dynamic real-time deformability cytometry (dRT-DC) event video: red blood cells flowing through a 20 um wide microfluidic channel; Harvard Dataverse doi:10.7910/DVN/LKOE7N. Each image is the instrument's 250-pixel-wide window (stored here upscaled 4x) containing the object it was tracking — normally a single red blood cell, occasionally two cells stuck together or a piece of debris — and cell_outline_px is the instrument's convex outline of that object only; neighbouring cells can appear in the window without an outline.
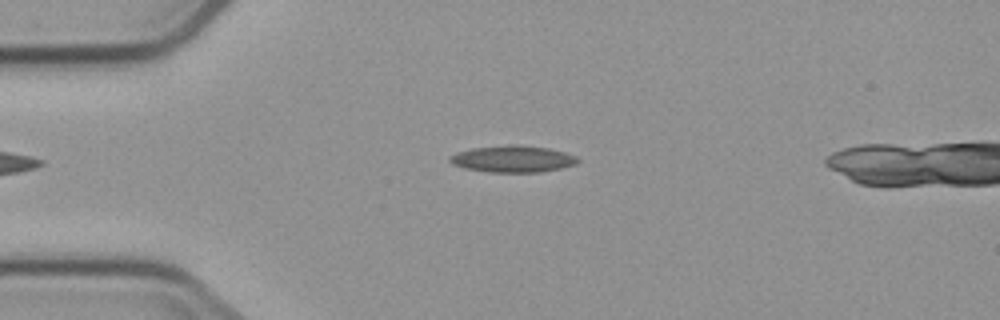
{"species": "common noctule bat (a hibernating species)", "species_latin": "Nyctalus noctula", "temperature_condition": "cold", "stored_images_in_passage": 6, "camera_frame_rate_fps": 3000, "um_per_image_px": 0.085, "animal": {"sex": "male", "body_mass_g": 23.1, "forearm_length_mm": 52.7}, "frame": {"image": 1, "passage_image": 3, "time_ms": 2.0, "image_size_px": [1000, 320], "cell_outline_px": [[580, 160], [576, 164], [560, 168], [540, 172], [488, 172], [464, 168], [452, 164], [448, 160], [448, 156], [456, 152], [472, 148], [512, 144], [516, 144], [548, 148], [564, 152], [576, 156]], "centroid_in_image_um": [43.55, 13.5], "position_along_channel_um": 41.4, "area_um2": 20.0}}
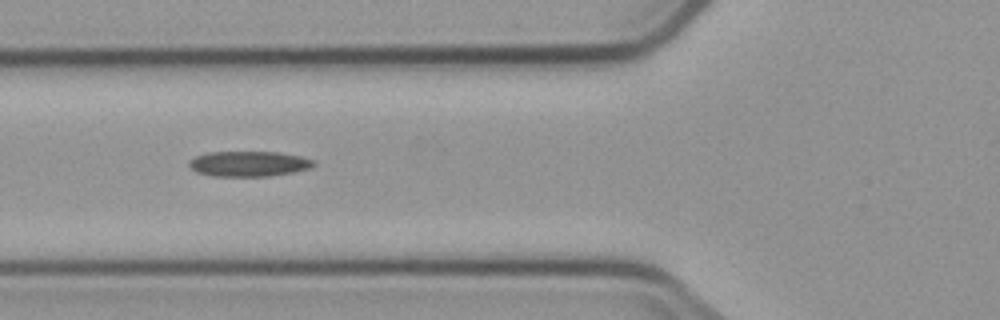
{"frame": {"image": 2, "passage_image": 5, "time_ms": 4.333, "image_size_px": [1000, 320], "cell_outline_px": [[316, 164], [308, 168], [292, 172], [272, 176], [212, 176], [196, 172], [188, 164], [188, 160], [196, 156], [208, 152], [280, 152], [300, 156], [312, 160]], "centroid_in_image_um": [21.11, 13.92], "position_along_channel_um": 104.7, "area_um2": 18.32}}
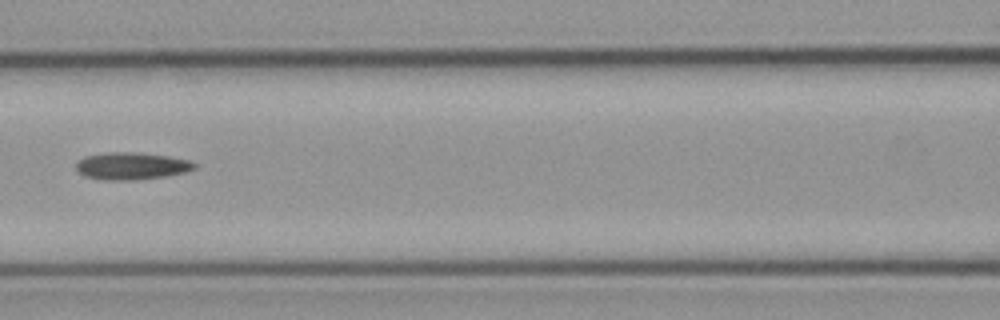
{"frame": {"image": 3, "passage_image": 6, "time_ms": 5.667, "image_size_px": [1000, 320], "cell_outline_px": [[196, 168], [184, 172], [164, 176], [132, 180], [100, 180], [84, 176], [76, 168], [76, 164], [84, 156], [108, 152], [136, 152], [168, 156], [188, 160], [196, 164]], "centroid_in_image_um": [11.15, 14.1], "position_along_channel_um": 155.5, "area_um2": 18.67}}